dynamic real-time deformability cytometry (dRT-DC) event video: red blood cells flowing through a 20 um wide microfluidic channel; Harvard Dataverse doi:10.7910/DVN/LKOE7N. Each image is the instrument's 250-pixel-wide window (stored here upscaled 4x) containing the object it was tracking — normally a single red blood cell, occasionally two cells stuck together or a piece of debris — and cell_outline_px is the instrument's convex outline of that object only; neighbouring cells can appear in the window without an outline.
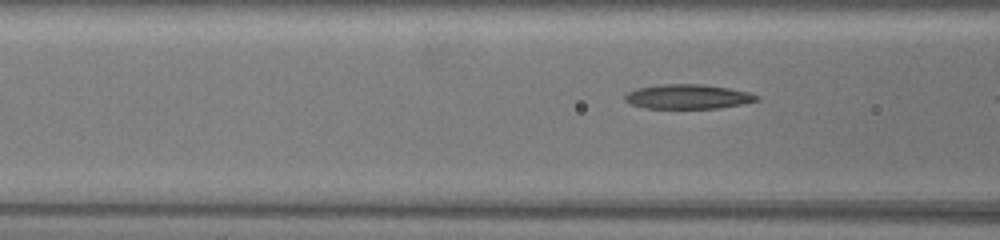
{"species": "common noctule bat (a hibernating species)", "species_latin": "Nyctalus noctula", "temperature_condition": "warm", "stored_images_in_passage": 34, "camera_frame_rate_fps": 3000, "um_per_image_px": 0.085, "animal": {"sex": "female", "body_mass_g": 19.5, "forearm_length_mm": 54.1}, "frame": {"image": 1, "passage_image": 20, "time_ms": 6.333, "image_size_px": [1000, 240], "cell_outline_px": [[760, 100], [744, 104], [720, 108], [644, 108], [632, 104], [624, 100], [624, 96], [628, 92], [640, 88], [660, 84], [700, 84], [728, 88], [748, 92], [760, 96]], "centroid_in_image_um": [58.51, 8.22], "position_along_channel_um": 108.1, "area_um2": 18.79}}
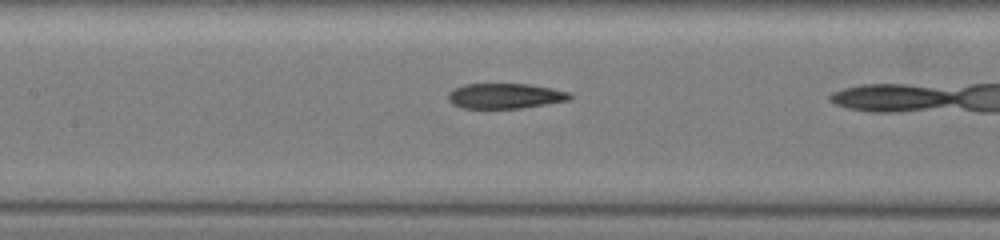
{"frame": {"image": 2, "passage_image": 25, "time_ms": 8.0, "image_size_px": [1000, 240], "cell_outline_px": [[572, 96], [568, 100], [520, 108], [464, 108], [452, 104], [448, 100], [448, 92], [464, 84], [528, 84], [552, 88], [568, 92]], "centroid_in_image_um": [42.9, 8.15], "position_along_channel_um": 164.5, "area_um2": 17.69}}
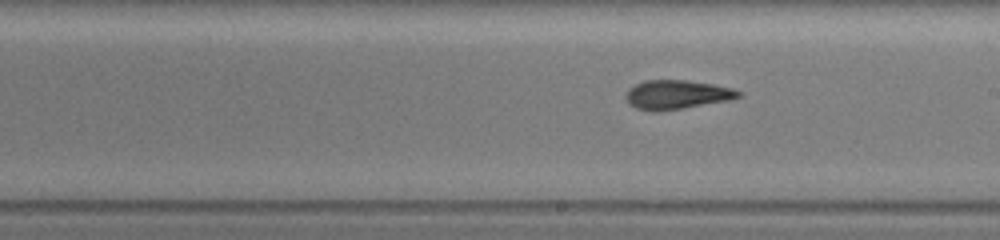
{"frame": {"image": 3, "passage_image": 31, "time_ms": 10.0, "image_size_px": [1000, 240], "cell_outline_px": [[740, 96], [728, 100], [660, 112], [652, 112], [636, 108], [628, 104], [624, 96], [628, 88], [644, 80], [688, 80], [712, 84], [732, 88], [740, 92]], "centroid_in_image_um": [57.44, 8.05], "position_along_channel_um": 231.6, "area_um2": 19.13}}